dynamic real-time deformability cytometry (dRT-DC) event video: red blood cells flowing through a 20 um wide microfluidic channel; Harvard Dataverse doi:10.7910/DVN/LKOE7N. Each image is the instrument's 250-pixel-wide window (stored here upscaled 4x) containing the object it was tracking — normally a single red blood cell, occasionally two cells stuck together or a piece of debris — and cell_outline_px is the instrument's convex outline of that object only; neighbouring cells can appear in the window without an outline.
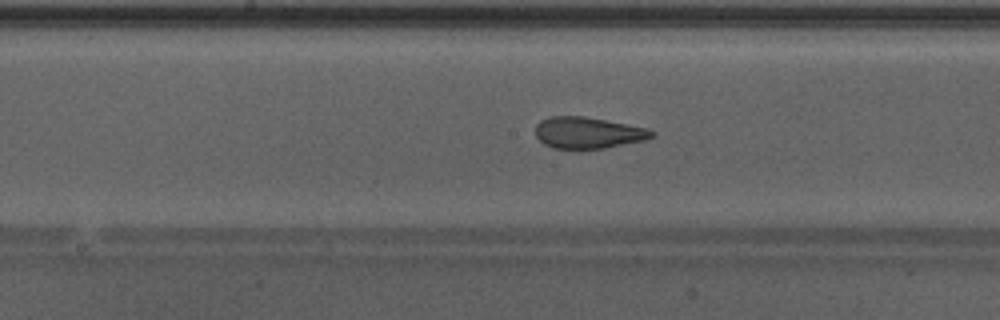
{"species": "Egyptian fruit bat (a non-hibernating species)", "species_latin": "Rousettus aegyptiacus", "temperature_condition": "warm", "stored_images_in_passage": 32, "camera_frame_rate_fps": 3000, "um_per_image_px": 0.085, "animal": {"sex": "male"}, "frame": {"image": 1, "passage_image": 18, "time_ms": 5.667, "image_size_px": [1000, 320], "cell_outline_px": [[656, 136], [644, 140], [604, 148], [552, 148], [544, 144], [536, 136], [536, 124], [540, 120], [548, 116], [584, 116], [648, 128], [656, 132]], "centroid_in_image_um": [49.98, 11.27], "position_along_channel_um": 198.2, "area_um2": 21.27}}
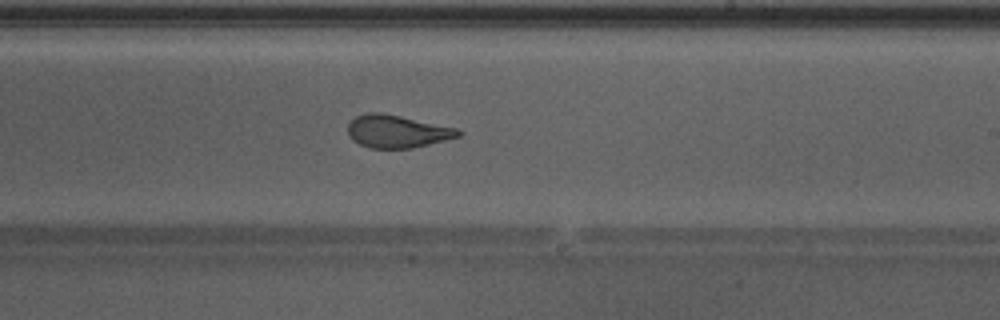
{"frame": {"image": 2, "passage_image": 22, "time_ms": 7.0, "image_size_px": [1000, 320], "cell_outline_px": [[464, 132], [460, 136], [412, 148], [368, 148], [352, 140], [348, 136], [348, 124], [356, 116], [364, 112], [380, 112], [400, 116], [456, 128]], "centroid_in_image_um": [33.71, 11.16], "position_along_channel_um": 255.3, "area_um2": 20.98}, "authors_computed_cell_mechanics": {"area_um2": 21.7617, "velocity_mm_per_s": 4.2958, "shape_relaxation_time_tau1_ms": null, "shape_relaxation_time_tau2_ms": 1.2725, "deformation_change_tau1": null, "deformation_change_tau2": 0.0876}}